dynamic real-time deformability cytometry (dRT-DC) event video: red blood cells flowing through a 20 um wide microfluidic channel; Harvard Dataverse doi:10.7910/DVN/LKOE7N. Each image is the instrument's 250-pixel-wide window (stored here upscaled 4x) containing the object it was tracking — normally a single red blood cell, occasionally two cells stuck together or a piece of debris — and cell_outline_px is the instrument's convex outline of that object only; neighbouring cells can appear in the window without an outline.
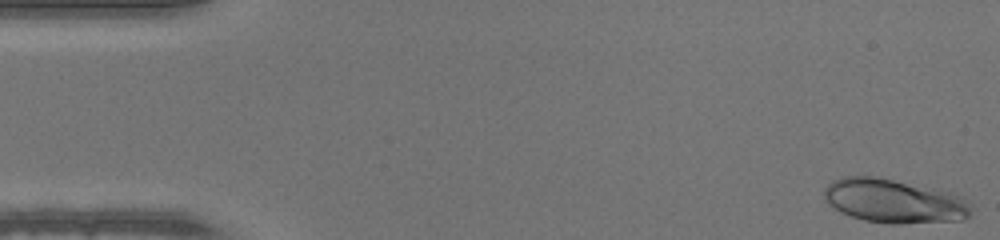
{"species": "human", "species_latin": "Homo sapiens", "temperature_condition": "warm", "stored_images_in_passage": 49, "camera_frame_rate_fps": 3000, "um_per_image_px": 0.085, "donor": {"sex": "male"}, "frame": {"image": 1, "passage_image": 1, "time_ms": 0.0, "image_size_px": [1000, 240], "cell_outline_px": [[972, 212], [964, 220], [900, 224], [888, 224], [864, 220], [840, 212], [828, 204], [824, 200], [824, 188], [832, 180], [844, 176], [876, 176], [940, 188], [952, 192], [968, 200], [972, 204]], "centroid_in_image_um": [76.03, 17.08], "position_along_channel_um": 9.0, "area_um2": 38.49}}
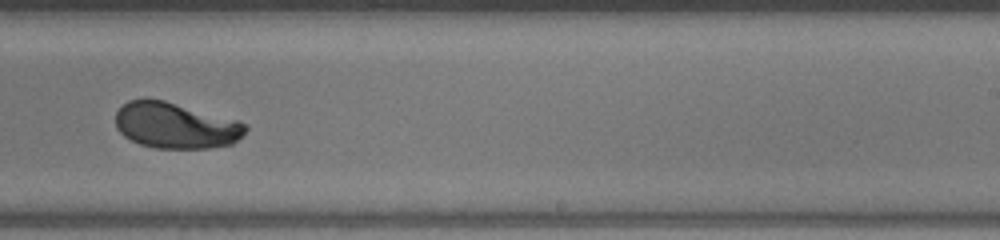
{"frame": {"image": 2, "passage_image": 30, "time_ms": 9.667, "image_size_px": [1000, 240], "cell_outline_px": [[248, 128], [232, 144], [208, 148], [156, 148], [140, 144], [124, 136], [116, 128], [116, 112], [128, 100], [164, 100], [240, 120]], "centroid_in_image_um": [14.94, 10.67], "position_along_channel_um": 274.1, "area_um2": 34.56}}
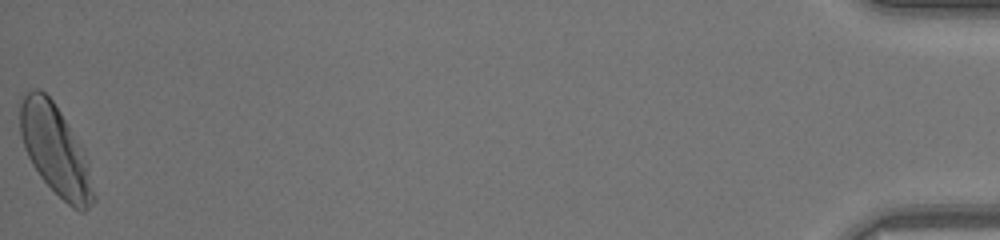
{"frame": {"image": 3, "passage_image": 49, "time_ms": 16.0, "image_size_px": [1000, 240], "cell_outline_px": [[96, 200], [84, 212], [80, 212], [72, 208], [40, 176], [32, 164], [24, 148], [20, 136], [20, 92], [32, 88], [40, 88], [52, 100], [60, 112], [88, 160], [96, 196]], "centroid_in_image_um": [4.69, 12.75], "position_along_channel_um": 430.5, "area_um2": 38.49}}